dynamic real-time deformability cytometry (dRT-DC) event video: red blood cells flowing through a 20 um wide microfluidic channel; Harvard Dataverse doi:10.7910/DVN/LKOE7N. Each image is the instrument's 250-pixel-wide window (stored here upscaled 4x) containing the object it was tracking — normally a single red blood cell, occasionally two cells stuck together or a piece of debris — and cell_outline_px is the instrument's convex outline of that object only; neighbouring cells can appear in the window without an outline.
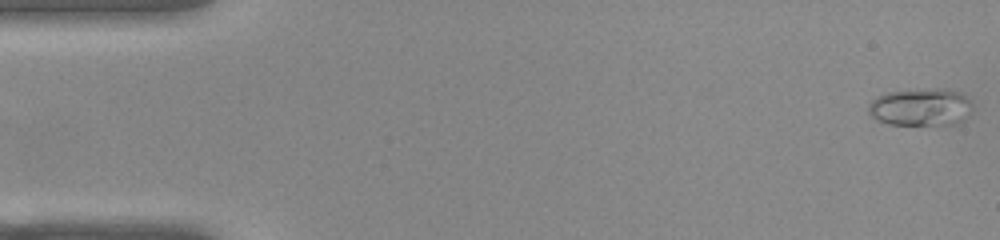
{"species": "common noctule bat (a hibernating species)", "species_latin": "Nyctalus noctula", "temperature_condition": "warm", "stored_images_in_passage": 53, "camera_frame_rate_fps": 3000, "um_per_image_px": 0.085, "animal": {"sex": "female", "body_mass_g": 22.0, "forearm_length_mm": 56.7}, "frame": {"image": 1, "passage_image": 1, "time_ms": 0.0, "image_size_px": [1000, 240], "cell_outline_px": [[972, 108], [964, 120], [956, 124], [888, 124], [876, 120], [868, 112], [868, 104], [876, 96], [888, 92], [928, 88], [948, 88], [960, 92], [968, 100]], "centroid_in_image_um": [78.24, 9.09], "position_along_channel_um": 6.8, "area_um2": 22.83}}
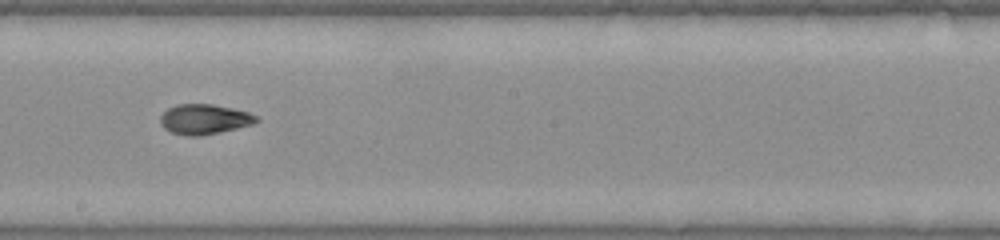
{"frame": {"image": 2, "passage_image": 29, "time_ms": 9.333, "image_size_px": [1000, 240], "cell_outline_px": [[260, 120], [252, 124], [220, 132], [200, 136], [188, 136], [172, 132], [164, 128], [160, 124], [160, 116], [168, 108], [176, 104], [212, 104], [232, 108], [248, 112], [256, 116]], "centroid_in_image_um": [17.35, 10.13], "position_along_channel_um": 230.9, "area_um2": 16.76}}
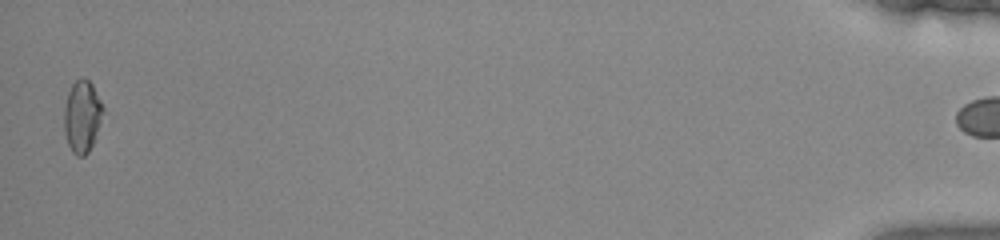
{"frame": {"image": 3, "passage_image": 52, "time_ms": 17.0, "image_size_px": [1000, 240], "cell_outline_px": [[104, 108], [92, 144], [88, 152], [84, 156], [76, 156], [72, 152], [68, 144], [64, 132], [64, 108], [68, 92], [72, 84], [76, 80], [84, 76], [92, 84]], "centroid_in_image_um": [6.95, 9.88], "position_along_channel_um": 428.2, "area_um2": 16.13}, "authors_computed_cell_mechanics": {"area_um2": 16.5308, "velocity_mm_per_s": 3.867, "shape_relaxation_time_tau1_ms": 4.7382, "shape_relaxation_time_tau2_ms": 3.6723, "deformation_change_tau1": 0.1742, "deformation_change_tau2": 0.0593}}